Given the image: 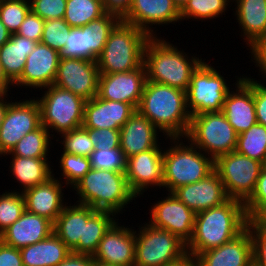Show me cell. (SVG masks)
I'll return each mask as SVG.
<instances>
[{
	"label": "cell",
	"mask_w": 266,
	"mask_h": 266,
	"mask_svg": "<svg viewBox=\"0 0 266 266\" xmlns=\"http://www.w3.org/2000/svg\"><path fill=\"white\" fill-rule=\"evenodd\" d=\"M106 13L116 15L121 20L127 15L132 0H101Z\"/></svg>",
	"instance_id": "cell-51"
},
{
	"label": "cell",
	"mask_w": 266,
	"mask_h": 266,
	"mask_svg": "<svg viewBox=\"0 0 266 266\" xmlns=\"http://www.w3.org/2000/svg\"><path fill=\"white\" fill-rule=\"evenodd\" d=\"M45 20L31 10L26 15L16 34L40 42L43 34Z\"/></svg>",
	"instance_id": "cell-48"
},
{
	"label": "cell",
	"mask_w": 266,
	"mask_h": 266,
	"mask_svg": "<svg viewBox=\"0 0 266 266\" xmlns=\"http://www.w3.org/2000/svg\"><path fill=\"white\" fill-rule=\"evenodd\" d=\"M235 151L266 166V127L256 123L238 134Z\"/></svg>",
	"instance_id": "cell-35"
},
{
	"label": "cell",
	"mask_w": 266,
	"mask_h": 266,
	"mask_svg": "<svg viewBox=\"0 0 266 266\" xmlns=\"http://www.w3.org/2000/svg\"><path fill=\"white\" fill-rule=\"evenodd\" d=\"M163 151L162 147H154L126 159L127 184L136 197L149 187L163 188Z\"/></svg>",
	"instance_id": "cell-16"
},
{
	"label": "cell",
	"mask_w": 266,
	"mask_h": 266,
	"mask_svg": "<svg viewBox=\"0 0 266 266\" xmlns=\"http://www.w3.org/2000/svg\"><path fill=\"white\" fill-rule=\"evenodd\" d=\"M231 0H187L180 9L181 21L193 18L199 21L211 20L222 16L228 10ZM229 3V4H228Z\"/></svg>",
	"instance_id": "cell-37"
},
{
	"label": "cell",
	"mask_w": 266,
	"mask_h": 266,
	"mask_svg": "<svg viewBox=\"0 0 266 266\" xmlns=\"http://www.w3.org/2000/svg\"><path fill=\"white\" fill-rule=\"evenodd\" d=\"M53 134H50L48 129L41 125L38 129L27 133L19 142L11 149L10 152L3 156L15 155L26 158H48L50 152L49 145L52 144L51 139Z\"/></svg>",
	"instance_id": "cell-33"
},
{
	"label": "cell",
	"mask_w": 266,
	"mask_h": 266,
	"mask_svg": "<svg viewBox=\"0 0 266 266\" xmlns=\"http://www.w3.org/2000/svg\"><path fill=\"white\" fill-rule=\"evenodd\" d=\"M172 193L195 214L219 206L229 199L215 169L202 180L180 186Z\"/></svg>",
	"instance_id": "cell-22"
},
{
	"label": "cell",
	"mask_w": 266,
	"mask_h": 266,
	"mask_svg": "<svg viewBox=\"0 0 266 266\" xmlns=\"http://www.w3.org/2000/svg\"><path fill=\"white\" fill-rule=\"evenodd\" d=\"M253 97L257 123L266 127V85L253 79Z\"/></svg>",
	"instance_id": "cell-49"
},
{
	"label": "cell",
	"mask_w": 266,
	"mask_h": 266,
	"mask_svg": "<svg viewBox=\"0 0 266 266\" xmlns=\"http://www.w3.org/2000/svg\"><path fill=\"white\" fill-rule=\"evenodd\" d=\"M265 165L237 151L219 156L214 169L223 182L229 198L245 202L254 192L257 179Z\"/></svg>",
	"instance_id": "cell-11"
},
{
	"label": "cell",
	"mask_w": 266,
	"mask_h": 266,
	"mask_svg": "<svg viewBox=\"0 0 266 266\" xmlns=\"http://www.w3.org/2000/svg\"><path fill=\"white\" fill-rule=\"evenodd\" d=\"M251 60L262 75V80L266 78V37L251 51ZM253 57V58H252Z\"/></svg>",
	"instance_id": "cell-52"
},
{
	"label": "cell",
	"mask_w": 266,
	"mask_h": 266,
	"mask_svg": "<svg viewBox=\"0 0 266 266\" xmlns=\"http://www.w3.org/2000/svg\"><path fill=\"white\" fill-rule=\"evenodd\" d=\"M72 188L79 196L75 203L115 215L126 211L124 208L137 198L127 184L125 172L108 169L91 168Z\"/></svg>",
	"instance_id": "cell-4"
},
{
	"label": "cell",
	"mask_w": 266,
	"mask_h": 266,
	"mask_svg": "<svg viewBox=\"0 0 266 266\" xmlns=\"http://www.w3.org/2000/svg\"><path fill=\"white\" fill-rule=\"evenodd\" d=\"M25 211V200L22 192L6 191L0 194V235Z\"/></svg>",
	"instance_id": "cell-39"
},
{
	"label": "cell",
	"mask_w": 266,
	"mask_h": 266,
	"mask_svg": "<svg viewBox=\"0 0 266 266\" xmlns=\"http://www.w3.org/2000/svg\"><path fill=\"white\" fill-rule=\"evenodd\" d=\"M70 31L71 27L63 18L47 20L44 23L40 42L60 53L65 47Z\"/></svg>",
	"instance_id": "cell-43"
},
{
	"label": "cell",
	"mask_w": 266,
	"mask_h": 266,
	"mask_svg": "<svg viewBox=\"0 0 266 266\" xmlns=\"http://www.w3.org/2000/svg\"><path fill=\"white\" fill-rule=\"evenodd\" d=\"M120 21L121 19L116 15L105 13L88 23L87 26L71 27L60 57L97 61L110 33Z\"/></svg>",
	"instance_id": "cell-12"
},
{
	"label": "cell",
	"mask_w": 266,
	"mask_h": 266,
	"mask_svg": "<svg viewBox=\"0 0 266 266\" xmlns=\"http://www.w3.org/2000/svg\"><path fill=\"white\" fill-rule=\"evenodd\" d=\"M23 266H57L71 252L53 232L47 238L20 249Z\"/></svg>",
	"instance_id": "cell-30"
},
{
	"label": "cell",
	"mask_w": 266,
	"mask_h": 266,
	"mask_svg": "<svg viewBox=\"0 0 266 266\" xmlns=\"http://www.w3.org/2000/svg\"><path fill=\"white\" fill-rule=\"evenodd\" d=\"M60 58L58 51L38 42L34 50L27 56L23 73L14 83V87L25 86L24 88L43 90V88L53 85Z\"/></svg>",
	"instance_id": "cell-20"
},
{
	"label": "cell",
	"mask_w": 266,
	"mask_h": 266,
	"mask_svg": "<svg viewBox=\"0 0 266 266\" xmlns=\"http://www.w3.org/2000/svg\"><path fill=\"white\" fill-rule=\"evenodd\" d=\"M150 36L136 26L120 21L112 30L97 59L100 74L129 72L144 62V48Z\"/></svg>",
	"instance_id": "cell-6"
},
{
	"label": "cell",
	"mask_w": 266,
	"mask_h": 266,
	"mask_svg": "<svg viewBox=\"0 0 266 266\" xmlns=\"http://www.w3.org/2000/svg\"><path fill=\"white\" fill-rule=\"evenodd\" d=\"M135 112L136 109L131 104L102 99L97 95L86 100L82 126L120 130Z\"/></svg>",
	"instance_id": "cell-24"
},
{
	"label": "cell",
	"mask_w": 266,
	"mask_h": 266,
	"mask_svg": "<svg viewBox=\"0 0 266 266\" xmlns=\"http://www.w3.org/2000/svg\"><path fill=\"white\" fill-rule=\"evenodd\" d=\"M59 135L62 139L60 141L63 147L62 152L90 158L92 152L95 150L90 139V131L83 126Z\"/></svg>",
	"instance_id": "cell-40"
},
{
	"label": "cell",
	"mask_w": 266,
	"mask_h": 266,
	"mask_svg": "<svg viewBox=\"0 0 266 266\" xmlns=\"http://www.w3.org/2000/svg\"><path fill=\"white\" fill-rule=\"evenodd\" d=\"M94 263L92 255L70 252L57 266H93Z\"/></svg>",
	"instance_id": "cell-53"
},
{
	"label": "cell",
	"mask_w": 266,
	"mask_h": 266,
	"mask_svg": "<svg viewBox=\"0 0 266 266\" xmlns=\"http://www.w3.org/2000/svg\"><path fill=\"white\" fill-rule=\"evenodd\" d=\"M40 126V106L34 97L19 102L11 100L0 127V157L10 152L24 135Z\"/></svg>",
	"instance_id": "cell-13"
},
{
	"label": "cell",
	"mask_w": 266,
	"mask_h": 266,
	"mask_svg": "<svg viewBox=\"0 0 266 266\" xmlns=\"http://www.w3.org/2000/svg\"><path fill=\"white\" fill-rule=\"evenodd\" d=\"M137 111L168 138H185L191 121L186 92L147 81Z\"/></svg>",
	"instance_id": "cell-2"
},
{
	"label": "cell",
	"mask_w": 266,
	"mask_h": 266,
	"mask_svg": "<svg viewBox=\"0 0 266 266\" xmlns=\"http://www.w3.org/2000/svg\"><path fill=\"white\" fill-rule=\"evenodd\" d=\"M30 10L43 20L62 19L67 0H29Z\"/></svg>",
	"instance_id": "cell-46"
},
{
	"label": "cell",
	"mask_w": 266,
	"mask_h": 266,
	"mask_svg": "<svg viewBox=\"0 0 266 266\" xmlns=\"http://www.w3.org/2000/svg\"><path fill=\"white\" fill-rule=\"evenodd\" d=\"M43 89H46L43 96L35 98L40 106L41 125L57 134L83 125L84 98L55 85Z\"/></svg>",
	"instance_id": "cell-9"
},
{
	"label": "cell",
	"mask_w": 266,
	"mask_h": 266,
	"mask_svg": "<svg viewBox=\"0 0 266 266\" xmlns=\"http://www.w3.org/2000/svg\"><path fill=\"white\" fill-rule=\"evenodd\" d=\"M10 86H14V84L7 78L0 61V91L2 93H8L11 89Z\"/></svg>",
	"instance_id": "cell-54"
},
{
	"label": "cell",
	"mask_w": 266,
	"mask_h": 266,
	"mask_svg": "<svg viewBox=\"0 0 266 266\" xmlns=\"http://www.w3.org/2000/svg\"><path fill=\"white\" fill-rule=\"evenodd\" d=\"M146 80L144 64L129 72L100 74L98 96L106 100L131 104L137 110Z\"/></svg>",
	"instance_id": "cell-17"
},
{
	"label": "cell",
	"mask_w": 266,
	"mask_h": 266,
	"mask_svg": "<svg viewBox=\"0 0 266 266\" xmlns=\"http://www.w3.org/2000/svg\"><path fill=\"white\" fill-rule=\"evenodd\" d=\"M169 266H199L195 257L187 255L183 260Z\"/></svg>",
	"instance_id": "cell-56"
},
{
	"label": "cell",
	"mask_w": 266,
	"mask_h": 266,
	"mask_svg": "<svg viewBox=\"0 0 266 266\" xmlns=\"http://www.w3.org/2000/svg\"><path fill=\"white\" fill-rule=\"evenodd\" d=\"M152 207V208H151ZM150 207V221L153 227L167 230L186 244L192 238L196 214L173 193Z\"/></svg>",
	"instance_id": "cell-15"
},
{
	"label": "cell",
	"mask_w": 266,
	"mask_h": 266,
	"mask_svg": "<svg viewBox=\"0 0 266 266\" xmlns=\"http://www.w3.org/2000/svg\"><path fill=\"white\" fill-rule=\"evenodd\" d=\"M214 68L204 60L192 74L186 91L187 108L191 116L222 112L231 87L227 85L221 72Z\"/></svg>",
	"instance_id": "cell-10"
},
{
	"label": "cell",
	"mask_w": 266,
	"mask_h": 266,
	"mask_svg": "<svg viewBox=\"0 0 266 266\" xmlns=\"http://www.w3.org/2000/svg\"><path fill=\"white\" fill-rule=\"evenodd\" d=\"M70 205V206H69ZM66 205L53 224V232L71 252L79 253V241H84L87 220L97 211L90 206L75 203Z\"/></svg>",
	"instance_id": "cell-28"
},
{
	"label": "cell",
	"mask_w": 266,
	"mask_h": 266,
	"mask_svg": "<svg viewBox=\"0 0 266 266\" xmlns=\"http://www.w3.org/2000/svg\"><path fill=\"white\" fill-rule=\"evenodd\" d=\"M105 13L101 0H67L63 19L72 28L82 27Z\"/></svg>",
	"instance_id": "cell-36"
},
{
	"label": "cell",
	"mask_w": 266,
	"mask_h": 266,
	"mask_svg": "<svg viewBox=\"0 0 266 266\" xmlns=\"http://www.w3.org/2000/svg\"><path fill=\"white\" fill-rule=\"evenodd\" d=\"M237 137L224 114L212 112L191 116L185 138L215 161L219 156L235 151Z\"/></svg>",
	"instance_id": "cell-8"
},
{
	"label": "cell",
	"mask_w": 266,
	"mask_h": 266,
	"mask_svg": "<svg viewBox=\"0 0 266 266\" xmlns=\"http://www.w3.org/2000/svg\"><path fill=\"white\" fill-rule=\"evenodd\" d=\"M142 225L135 230L134 266H169L188 255L186 243L178 236L148 222Z\"/></svg>",
	"instance_id": "cell-7"
},
{
	"label": "cell",
	"mask_w": 266,
	"mask_h": 266,
	"mask_svg": "<svg viewBox=\"0 0 266 266\" xmlns=\"http://www.w3.org/2000/svg\"><path fill=\"white\" fill-rule=\"evenodd\" d=\"M11 37V33L8 31L6 26L0 20V47L6 43Z\"/></svg>",
	"instance_id": "cell-57"
},
{
	"label": "cell",
	"mask_w": 266,
	"mask_h": 266,
	"mask_svg": "<svg viewBox=\"0 0 266 266\" xmlns=\"http://www.w3.org/2000/svg\"><path fill=\"white\" fill-rule=\"evenodd\" d=\"M54 175L53 173V176L42 184L21 191L25 200V210L45 217L53 223L67 205V202L64 204L66 199L62 178H55Z\"/></svg>",
	"instance_id": "cell-23"
},
{
	"label": "cell",
	"mask_w": 266,
	"mask_h": 266,
	"mask_svg": "<svg viewBox=\"0 0 266 266\" xmlns=\"http://www.w3.org/2000/svg\"><path fill=\"white\" fill-rule=\"evenodd\" d=\"M235 91H229L223 104L222 113L237 134L247 131L257 123L253 97V78H237Z\"/></svg>",
	"instance_id": "cell-21"
},
{
	"label": "cell",
	"mask_w": 266,
	"mask_h": 266,
	"mask_svg": "<svg viewBox=\"0 0 266 266\" xmlns=\"http://www.w3.org/2000/svg\"><path fill=\"white\" fill-rule=\"evenodd\" d=\"M252 240L253 266H266V220H248Z\"/></svg>",
	"instance_id": "cell-45"
},
{
	"label": "cell",
	"mask_w": 266,
	"mask_h": 266,
	"mask_svg": "<svg viewBox=\"0 0 266 266\" xmlns=\"http://www.w3.org/2000/svg\"><path fill=\"white\" fill-rule=\"evenodd\" d=\"M116 220L117 216L114 213L97 210L87 220L84 231V241H79V253L93 256L99 247L104 233Z\"/></svg>",
	"instance_id": "cell-34"
},
{
	"label": "cell",
	"mask_w": 266,
	"mask_h": 266,
	"mask_svg": "<svg viewBox=\"0 0 266 266\" xmlns=\"http://www.w3.org/2000/svg\"><path fill=\"white\" fill-rule=\"evenodd\" d=\"M195 258L199 266H253L250 231L246 228L230 242L202 252Z\"/></svg>",
	"instance_id": "cell-26"
},
{
	"label": "cell",
	"mask_w": 266,
	"mask_h": 266,
	"mask_svg": "<svg viewBox=\"0 0 266 266\" xmlns=\"http://www.w3.org/2000/svg\"><path fill=\"white\" fill-rule=\"evenodd\" d=\"M244 202L229 198L219 206L196 214L192 238L186 244L187 254H198L230 242L247 226Z\"/></svg>",
	"instance_id": "cell-1"
},
{
	"label": "cell",
	"mask_w": 266,
	"mask_h": 266,
	"mask_svg": "<svg viewBox=\"0 0 266 266\" xmlns=\"http://www.w3.org/2000/svg\"><path fill=\"white\" fill-rule=\"evenodd\" d=\"M29 11V0L0 1V20L11 34L17 33Z\"/></svg>",
	"instance_id": "cell-41"
},
{
	"label": "cell",
	"mask_w": 266,
	"mask_h": 266,
	"mask_svg": "<svg viewBox=\"0 0 266 266\" xmlns=\"http://www.w3.org/2000/svg\"><path fill=\"white\" fill-rule=\"evenodd\" d=\"M234 1V14L241 29L240 36L251 52L266 37V0Z\"/></svg>",
	"instance_id": "cell-29"
},
{
	"label": "cell",
	"mask_w": 266,
	"mask_h": 266,
	"mask_svg": "<svg viewBox=\"0 0 266 266\" xmlns=\"http://www.w3.org/2000/svg\"><path fill=\"white\" fill-rule=\"evenodd\" d=\"M158 131L154 124L136 110L120 129V150L125 159L161 147Z\"/></svg>",
	"instance_id": "cell-25"
},
{
	"label": "cell",
	"mask_w": 266,
	"mask_h": 266,
	"mask_svg": "<svg viewBox=\"0 0 266 266\" xmlns=\"http://www.w3.org/2000/svg\"><path fill=\"white\" fill-rule=\"evenodd\" d=\"M187 0H173V2L176 4V6L181 9L183 5L186 3Z\"/></svg>",
	"instance_id": "cell-58"
},
{
	"label": "cell",
	"mask_w": 266,
	"mask_h": 266,
	"mask_svg": "<svg viewBox=\"0 0 266 266\" xmlns=\"http://www.w3.org/2000/svg\"><path fill=\"white\" fill-rule=\"evenodd\" d=\"M53 224L49 219L25 210L21 217L0 235V240L8 246L21 249L50 236L53 233Z\"/></svg>",
	"instance_id": "cell-27"
},
{
	"label": "cell",
	"mask_w": 266,
	"mask_h": 266,
	"mask_svg": "<svg viewBox=\"0 0 266 266\" xmlns=\"http://www.w3.org/2000/svg\"><path fill=\"white\" fill-rule=\"evenodd\" d=\"M122 21L143 30L150 37L157 36V30L154 31L153 26L181 22L180 9L173 0H132Z\"/></svg>",
	"instance_id": "cell-18"
},
{
	"label": "cell",
	"mask_w": 266,
	"mask_h": 266,
	"mask_svg": "<svg viewBox=\"0 0 266 266\" xmlns=\"http://www.w3.org/2000/svg\"><path fill=\"white\" fill-rule=\"evenodd\" d=\"M37 43L14 33L0 47V61L4 73L13 84L21 77L27 56L34 50Z\"/></svg>",
	"instance_id": "cell-31"
},
{
	"label": "cell",
	"mask_w": 266,
	"mask_h": 266,
	"mask_svg": "<svg viewBox=\"0 0 266 266\" xmlns=\"http://www.w3.org/2000/svg\"><path fill=\"white\" fill-rule=\"evenodd\" d=\"M168 139L171 145L163 151V188L169 193L202 180L214 170V160L189 140L182 137ZM183 140L188 141L187 145Z\"/></svg>",
	"instance_id": "cell-5"
},
{
	"label": "cell",
	"mask_w": 266,
	"mask_h": 266,
	"mask_svg": "<svg viewBox=\"0 0 266 266\" xmlns=\"http://www.w3.org/2000/svg\"><path fill=\"white\" fill-rule=\"evenodd\" d=\"M244 207L248 220H266V166L257 179L254 192L244 202Z\"/></svg>",
	"instance_id": "cell-42"
},
{
	"label": "cell",
	"mask_w": 266,
	"mask_h": 266,
	"mask_svg": "<svg viewBox=\"0 0 266 266\" xmlns=\"http://www.w3.org/2000/svg\"><path fill=\"white\" fill-rule=\"evenodd\" d=\"M99 75L97 61L61 57L53 85L90 100L98 95Z\"/></svg>",
	"instance_id": "cell-14"
},
{
	"label": "cell",
	"mask_w": 266,
	"mask_h": 266,
	"mask_svg": "<svg viewBox=\"0 0 266 266\" xmlns=\"http://www.w3.org/2000/svg\"><path fill=\"white\" fill-rule=\"evenodd\" d=\"M0 266H23L20 249L8 246L0 240Z\"/></svg>",
	"instance_id": "cell-50"
},
{
	"label": "cell",
	"mask_w": 266,
	"mask_h": 266,
	"mask_svg": "<svg viewBox=\"0 0 266 266\" xmlns=\"http://www.w3.org/2000/svg\"><path fill=\"white\" fill-rule=\"evenodd\" d=\"M90 159L91 166L95 169H108L118 172H125L126 169V159L120 148L94 150Z\"/></svg>",
	"instance_id": "cell-44"
},
{
	"label": "cell",
	"mask_w": 266,
	"mask_h": 266,
	"mask_svg": "<svg viewBox=\"0 0 266 266\" xmlns=\"http://www.w3.org/2000/svg\"><path fill=\"white\" fill-rule=\"evenodd\" d=\"M86 129L90 131V139L95 147V150H100L102 148H120V130H113L108 128Z\"/></svg>",
	"instance_id": "cell-47"
},
{
	"label": "cell",
	"mask_w": 266,
	"mask_h": 266,
	"mask_svg": "<svg viewBox=\"0 0 266 266\" xmlns=\"http://www.w3.org/2000/svg\"><path fill=\"white\" fill-rule=\"evenodd\" d=\"M11 156V166H9L10 173H12L14 176L13 178L17 180V183L24 188L13 191H25L28 188L35 187L46 182L53 176L54 170H51L52 168L50 167L51 164L50 161H48V158H26L15 155Z\"/></svg>",
	"instance_id": "cell-32"
},
{
	"label": "cell",
	"mask_w": 266,
	"mask_h": 266,
	"mask_svg": "<svg viewBox=\"0 0 266 266\" xmlns=\"http://www.w3.org/2000/svg\"><path fill=\"white\" fill-rule=\"evenodd\" d=\"M157 37L151 36L144 48L143 64L146 68L147 81L186 92L193 72L204 60L194 55L190 57L183 49L181 51L164 38Z\"/></svg>",
	"instance_id": "cell-3"
},
{
	"label": "cell",
	"mask_w": 266,
	"mask_h": 266,
	"mask_svg": "<svg viewBox=\"0 0 266 266\" xmlns=\"http://www.w3.org/2000/svg\"><path fill=\"white\" fill-rule=\"evenodd\" d=\"M59 160L58 167L61 168V175L64 185L72 188L81 178H83L92 168L91 159L82 155L69 154L63 152Z\"/></svg>",
	"instance_id": "cell-38"
},
{
	"label": "cell",
	"mask_w": 266,
	"mask_h": 266,
	"mask_svg": "<svg viewBox=\"0 0 266 266\" xmlns=\"http://www.w3.org/2000/svg\"><path fill=\"white\" fill-rule=\"evenodd\" d=\"M117 219L104 233L93 258L95 262L115 266H134L135 231L120 226Z\"/></svg>",
	"instance_id": "cell-19"
},
{
	"label": "cell",
	"mask_w": 266,
	"mask_h": 266,
	"mask_svg": "<svg viewBox=\"0 0 266 266\" xmlns=\"http://www.w3.org/2000/svg\"><path fill=\"white\" fill-rule=\"evenodd\" d=\"M93 266H115V265H107V264H103L101 262H95Z\"/></svg>",
	"instance_id": "cell-59"
},
{
	"label": "cell",
	"mask_w": 266,
	"mask_h": 266,
	"mask_svg": "<svg viewBox=\"0 0 266 266\" xmlns=\"http://www.w3.org/2000/svg\"><path fill=\"white\" fill-rule=\"evenodd\" d=\"M6 98H8V93H1L0 94V127L4 121L8 105L11 102V101H9V98L8 99H6Z\"/></svg>",
	"instance_id": "cell-55"
}]
</instances>
